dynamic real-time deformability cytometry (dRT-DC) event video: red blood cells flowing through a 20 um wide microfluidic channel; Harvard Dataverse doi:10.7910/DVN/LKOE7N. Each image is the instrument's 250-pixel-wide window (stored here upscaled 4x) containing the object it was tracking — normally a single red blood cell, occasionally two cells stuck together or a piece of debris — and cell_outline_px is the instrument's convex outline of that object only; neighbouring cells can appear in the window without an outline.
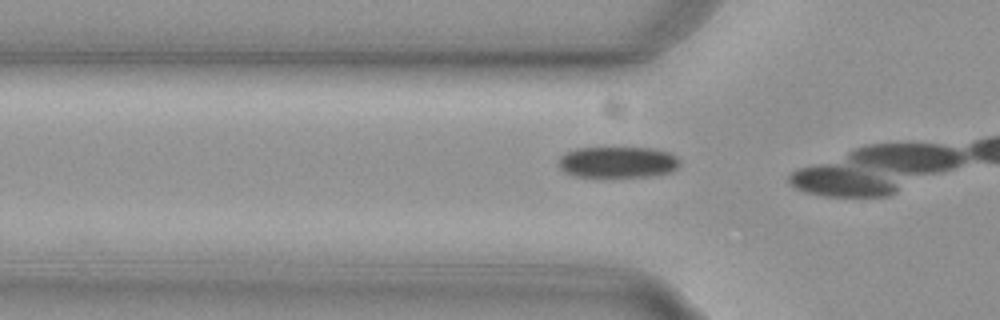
{"species": "common noctule bat (a hibernating species)", "species_latin": "Nyctalus noctula", "temperature_condition": "cold", "stored_images_in_passage": 11, "camera_frame_rate_fps": 3000, "um_per_image_px": 0.085, "animal": {"sex": "female", "body_mass_g": 29.2, "forearm_length_mm": 56.3}, "frame": {"image": 1, "passage_image": 10, "time_ms": 3.0, "image_size_px": [1000, 320], "cell_outline_px": [[680, 164], [672, 172], [648, 176], [576, 176], [564, 172], [556, 164], [560, 156], [576, 148], [652, 148], [668, 152], [676, 156], [680, 160]], "centroid_in_image_um": [52.5, 13.78], "position_along_channel_um": 73.3, "area_um2": 21.96}}